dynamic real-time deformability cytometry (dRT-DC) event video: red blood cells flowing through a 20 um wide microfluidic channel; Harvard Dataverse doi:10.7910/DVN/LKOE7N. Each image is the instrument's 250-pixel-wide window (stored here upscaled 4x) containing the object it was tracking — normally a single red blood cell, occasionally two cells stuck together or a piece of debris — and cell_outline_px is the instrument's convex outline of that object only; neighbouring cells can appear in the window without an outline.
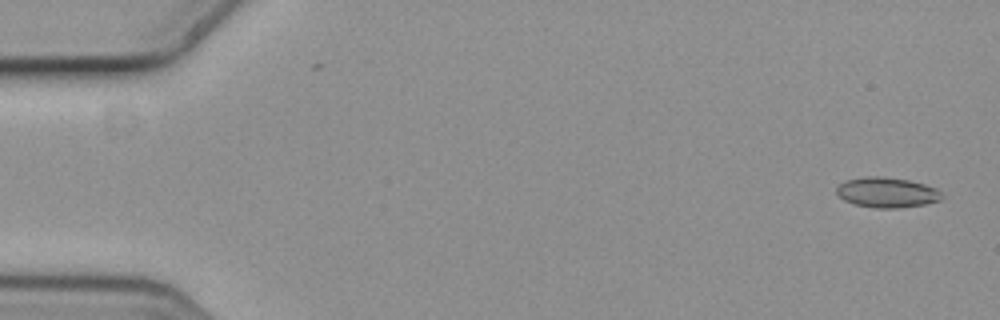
{"species": "common noctule bat (a hibernating species)", "species_latin": "Nyctalus noctula", "temperature_condition": "cold", "stored_images_in_passage": 5, "camera_frame_rate_fps": 3000, "um_per_image_px": 0.085, "animal": {"sex": "female", "body_mass_g": 19.3, "forearm_length_mm": 54.1}, "frame": {"image": 1, "passage_image": 1, "time_ms": 0.0, "image_size_px": [1000, 320], "cell_outline_px": [[944, 196], [940, 200], [924, 204], [896, 208], [876, 208], [856, 204], [844, 200], [836, 192], [836, 188], [844, 180], [864, 176], [880, 176], [908, 180], [924, 184], [936, 188]], "centroid_in_image_um": [75.37, 16.35], "position_along_channel_um": 9.6, "area_um2": 18.44}}
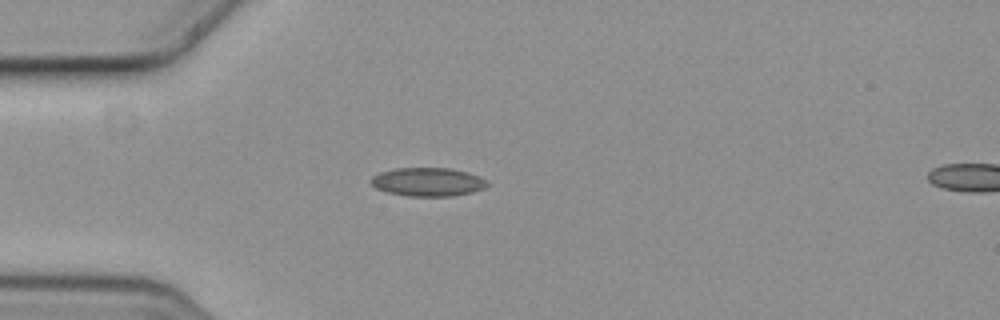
{"frame": {"image": 2, "passage_image": 5, "time_ms": 1.333, "image_size_px": [1000, 320], "cell_outline_px": [[488, 184], [484, 188], [472, 192], [452, 196], [408, 196], [388, 192], [376, 188], [368, 180], [372, 176], [380, 172], [396, 168], [452, 168], [468, 172], [480, 176], [488, 180]], "centroid_in_image_um": [36.38, 15.45], "position_along_channel_um": 48.6, "area_um2": 19.48}}